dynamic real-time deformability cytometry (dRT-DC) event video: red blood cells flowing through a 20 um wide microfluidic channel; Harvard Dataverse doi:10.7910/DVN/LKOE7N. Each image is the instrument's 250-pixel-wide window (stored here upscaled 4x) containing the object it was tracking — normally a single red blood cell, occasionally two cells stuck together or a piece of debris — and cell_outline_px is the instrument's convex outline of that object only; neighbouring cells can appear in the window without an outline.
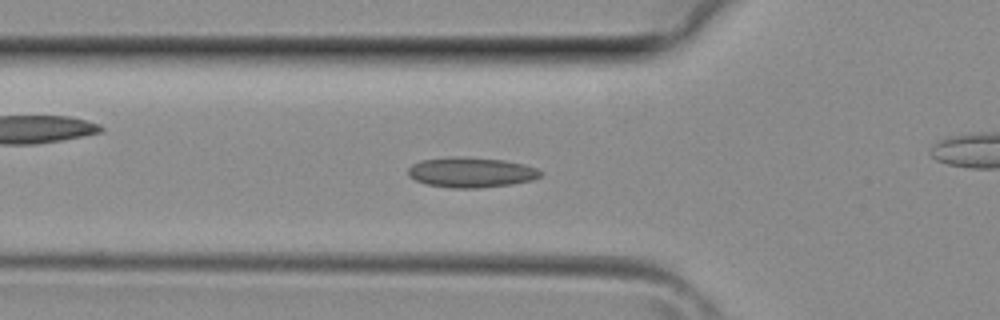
{"species": "common noctule bat (a hibernating species)", "species_latin": "Nyctalus noctula", "temperature_condition": "room temperature", "stored_images_in_passage": 30, "camera_frame_rate_fps": 3000, "um_per_image_px": 0.085, "animal": {"sex": "female", "body_mass_g": 29.2, "forearm_length_mm": 56.3}, "frame": {"image": 1, "passage_image": 12, "time_ms": 3.667, "image_size_px": [1000, 320], "cell_outline_px": [[544, 172], [540, 176], [532, 180], [512, 184], [476, 188], [452, 188], [424, 184], [408, 176], [408, 168], [412, 164], [420, 160], [448, 156], [468, 156], [504, 160], [524, 164], [536, 168]], "centroid_in_image_um": [40.02, 14.63], "position_along_channel_um": 85.8, "area_um2": 23.64}}
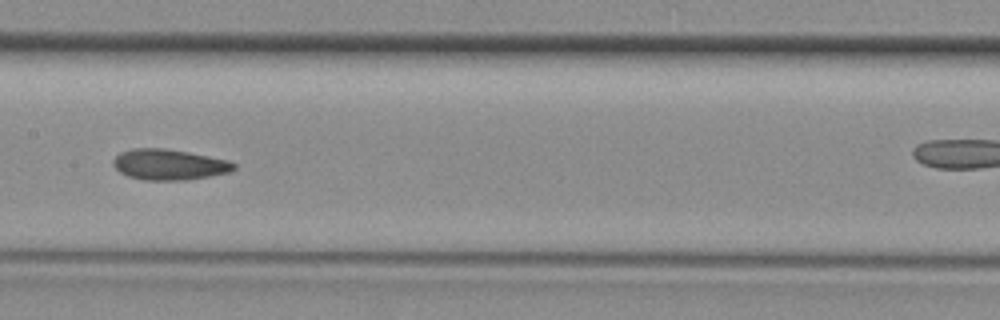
{"frame": {"image": 2, "passage_image": 18, "time_ms": 5.667, "image_size_px": [1000, 320], "cell_outline_px": [[236, 168], [232, 172], [188, 180], [144, 180], [128, 176], [120, 172], [112, 164], [112, 160], [120, 152], [132, 148], [164, 148], [188, 152], [228, 160], [236, 164]], "centroid_in_image_um": [14.38, 13.99], "position_along_channel_um": 193.0, "area_um2": 21.73}}
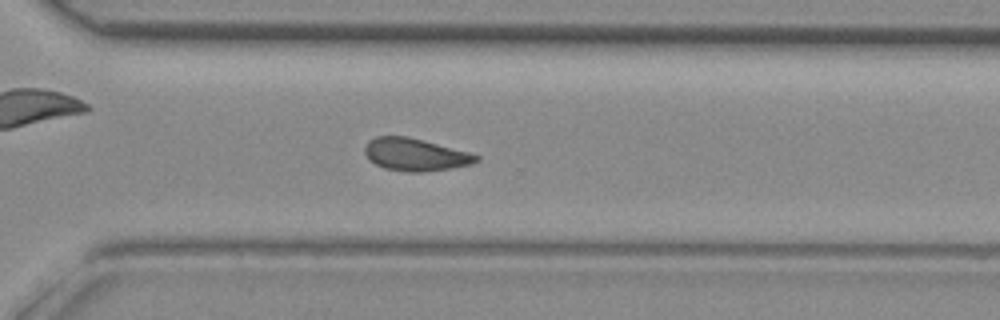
{"frame": {"image": 3, "passage_image": 26, "time_ms": 8.333, "image_size_px": [1000, 320], "cell_outline_px": [[480, 160], [472, 164], [452, 168], [424, 172], [404, 172], [384, 168], [368, 160], [364, 152], [364, 148], [368, 140], [376, 136], [408, 136], [424, 140], [468, 152], [480, 156]], "centroid_in_image_um": [35.28, 13.14], "position_along_channel_um": 335.3, "area_um2": 21.33}}